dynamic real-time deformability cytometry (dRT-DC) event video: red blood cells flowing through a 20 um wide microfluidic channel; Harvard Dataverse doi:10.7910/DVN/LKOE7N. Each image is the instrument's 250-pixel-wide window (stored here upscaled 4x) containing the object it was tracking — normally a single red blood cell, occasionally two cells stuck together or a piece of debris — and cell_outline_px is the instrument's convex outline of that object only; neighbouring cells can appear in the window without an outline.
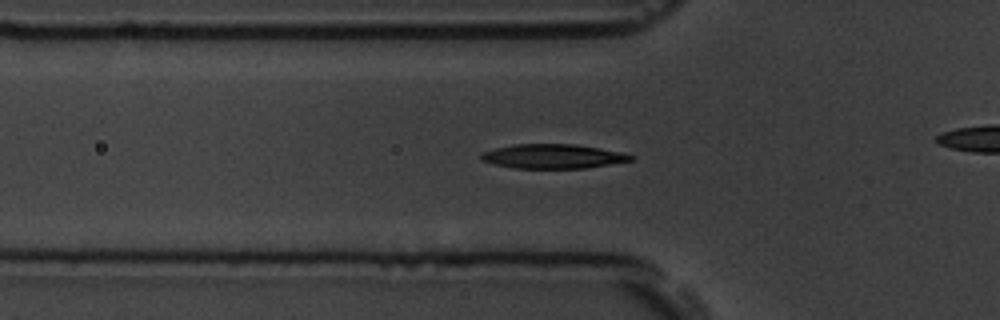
{"species": "common noctule bat (a hibernating species)", "species_latin": "Nyctalus noctula", "temperature_condition": "room temperature", "stored_images_in_passage": 37, "camera_frame_rate_fps": 3000, "um_per_image_px": 0.085, "animal": {"sex": "male", "body_mass_g": 19.5, "forearm_length_mm": 54.6}, "frame": {"image": 1, "passage_image": 10, "time_ms": 3.0, "image_size_px": [1000, 320], "cell_outline_px": [[636, 156], [632, 160], [584, 168], [516, 168], [496, 164], [480, 160], [480, 156], [484, 152], [496, 148], [512, 144], [576, 144], [624, 152]], "centroid_in_image_um": [47.03, 13.28], "position_along_channel_um": 78.8, "area_um2": 21.1}}
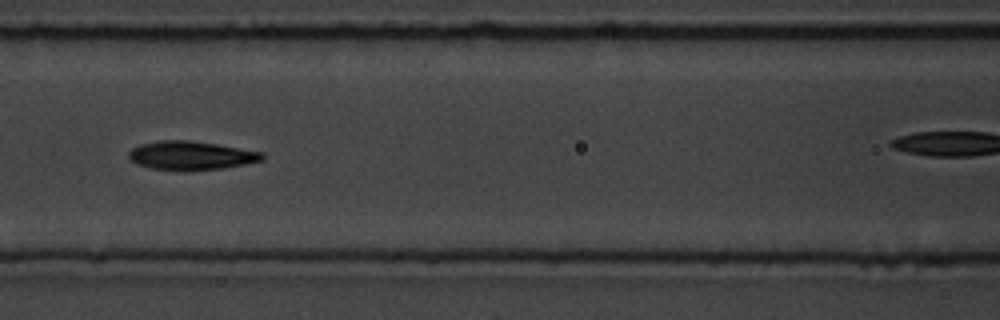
{"frame": {"image": 2, "passage_image": 16, "time_ms": 5.0, "image_size_px": [1000, 320], "cell_outline_px": [[264, 160], [244, 164], [220, 168], [152, 168], [136, 164], [128, 160], [128, 152], [132, 148], [140, 144], [160, 140], [188, 140], [216, 144], [264, 152]], "centroid_in_image_um": [16.21, 13.17], "position_along_channel_um": 150.4, "area_um2": 21.62}}
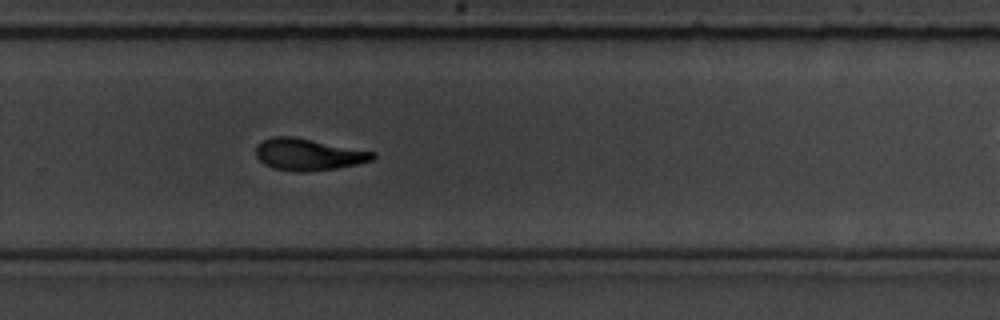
{"frame": {"image": 3, "passage_image": 29, "time_ms": 9.333, "image_size_px": [1000, 320], "cell_outline_px": [[376, 156], [372, 160], [356, 164], [336, 168], [304, 172], [296, 172], [272, 168], [264, 164], [256, 156], [256, 148], [264, 140], [272, 136], [292, 136], [376, 152]], "centroid_in_image_um": [26.2, 13.13], "position_along_channel_um": 303.6, "area_um2": 21.5}}